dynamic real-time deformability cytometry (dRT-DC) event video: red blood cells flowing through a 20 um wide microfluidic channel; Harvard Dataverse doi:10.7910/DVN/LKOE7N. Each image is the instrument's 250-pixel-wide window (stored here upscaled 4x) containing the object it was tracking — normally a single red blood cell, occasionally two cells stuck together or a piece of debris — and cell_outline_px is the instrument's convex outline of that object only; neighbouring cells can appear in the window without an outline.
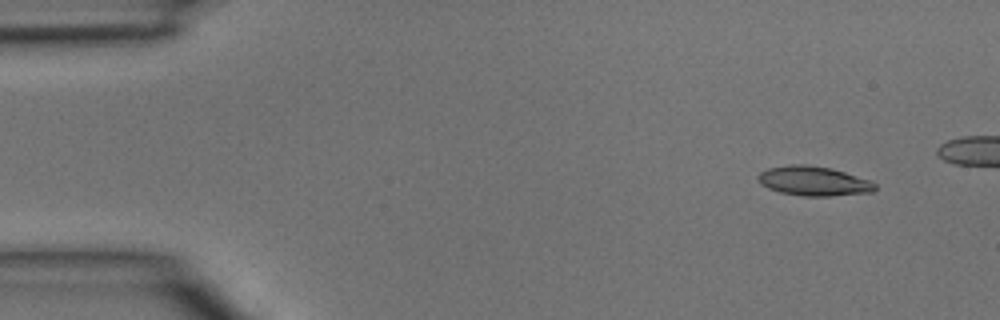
{"species": "common noctule bat (a hibernating species)", "species_latin": "Nyctalus noctula", "temperature_condition": "room temperature", "stored_images_in_passage": 4, "camera_frame_rate_fps": 3000, "um_per_image_px": 0.085, "animal": {"sex": "male", "body_mass_g": 15.6}, "frame": {"image": 1, "passage_image": 1, "time_ms": 0.0, "image_size_px": [1000, 320], "cell_outline_px": [[876, 188], [872, 192], [828, 196], [804, 196], [780, 192], [768, 188], [760, 184], [756, 176], [760, 172], [768, 168], [792, 164], [804, 164], [832, 168], [872, 180], [876, 184]], "centroid_in_image_um": [69.16, 15.38], "position_along_channel_um": 15.8, "area_um2": 20.23}}
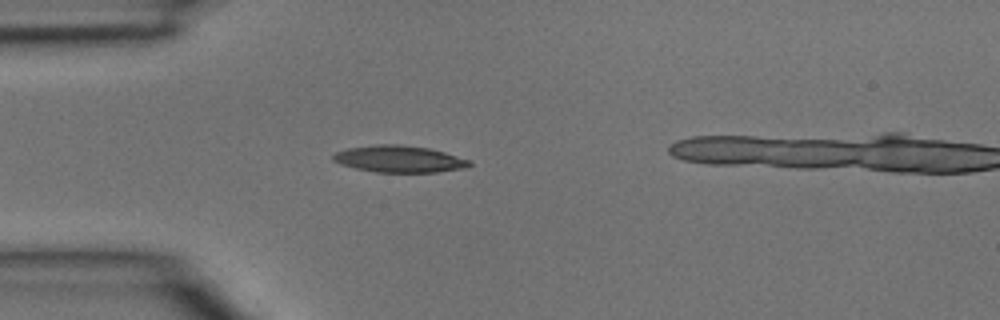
{"frame": {"image": 2, "passage_image": 3, "time_ms": 0.667, "image_size_px": [1000, 320], "cell_outline_px": [[472, 164], [468, 168], [436, 172], [376, 172], [356, 168], [340, 164], [332, 160], [332, 156], [336, 152], [348, 148], [376, 144], [396, 144], [428, 148], [444, 152], [468, 160]], "centroid_in_image_um": [33.92, 13.52], "position_along_channel_um": 51.1, "area_um2": 21.15}}